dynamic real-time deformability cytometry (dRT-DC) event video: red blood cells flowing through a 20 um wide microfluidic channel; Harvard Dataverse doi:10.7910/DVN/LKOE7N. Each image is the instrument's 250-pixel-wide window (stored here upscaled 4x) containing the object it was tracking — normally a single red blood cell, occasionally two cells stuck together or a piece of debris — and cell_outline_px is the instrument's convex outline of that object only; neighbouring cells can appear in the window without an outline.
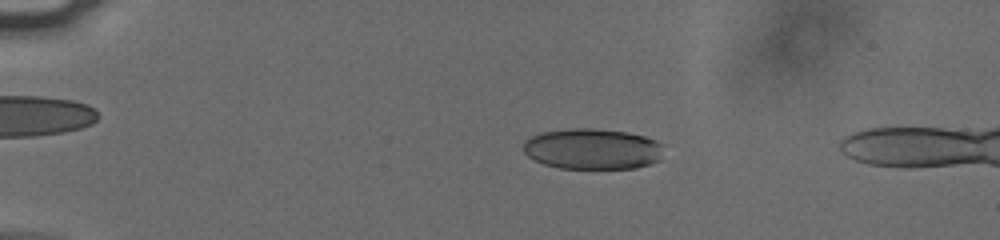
{"species": "human", "species_latin": "Homo sapiens", "temperature_condition": "cold", "stored_images_in_passage": 56, "camera_frame_rate_fps": 3000, "um_per_image_px": 0.085, "donor": {"sex": "male"}, "frame": {"image": 1, "passage_image": 13, "time_ms": 4.0, "image_size_px": [1000, 240], "cell_outline_px": [[660, 160], [636, 168], [560, 168], [544, 164], [528, 156], [524, 152], [524, 140], [532, 136], [544, 132], [572, 128], [592, 128], [624, 132], [644, 136], [656, 140], [660, 144]], "centroid_in_image_um": [50.33, 12.66], "position_along_channel_um": 34.7, "area_um2": 32.95}}
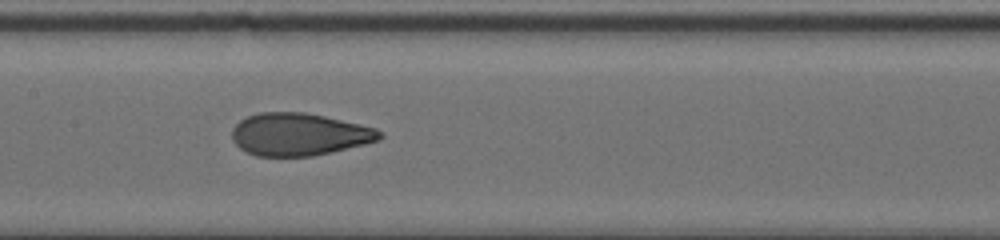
{"frame": {"image": 2, "passage_image": 30, "time_ms": 9.667, "image_size_px": [1000, 240], "cell_outline_px": [[384, 136], [380, 140], [364, 144], [312, 156], [256, 156], [240, 148], [232, 140], [232, 128], [240, 120], [248, 116], [260, 112], [304, 112], [324, 116], [376, 128]], "centroid_in_image_um": [25.4, 11.42], "position_along_channel_um": 182.0, "area_um2": 36.36}}
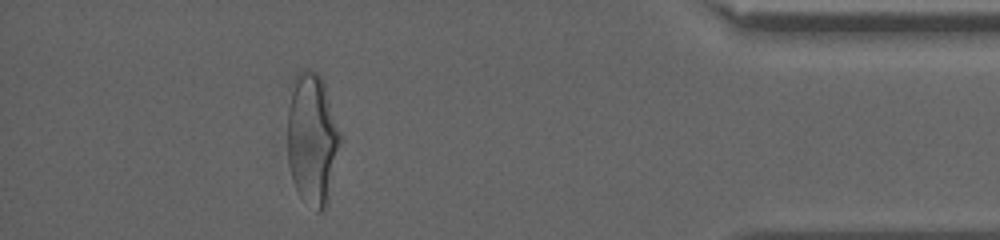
{"frame": {"image": 3, "passage_image": 51, "time_ms": 16.667, "image_size_px": [1000, 240], "cell_outline_px": [[340, 140], [328, 204], [320, 212], [316, 212], [300, 196], [292, 180], [288, 164], [288, 108], [292, 80], [296, 72], [300, 68], [308, 68], [316, 72], [320, 76], [324, 84], [340, 132]], "centroid_in_image_um": [26.51, 11.79], "position_along_channel_um": 408.7, "area_um2": 40.63}, "authors_computed_cell_mechanics": {"area_um2": 36.414, "velocity_mm_per_s": 3.8153, "shape_relaxation_time_tau1_ms": 7.0572, "shape_relaxation_time_tau2_ms": 1.1334, "deformation_change_tau1": 0.2083, "deformation_change_tau2": 0.0805}}